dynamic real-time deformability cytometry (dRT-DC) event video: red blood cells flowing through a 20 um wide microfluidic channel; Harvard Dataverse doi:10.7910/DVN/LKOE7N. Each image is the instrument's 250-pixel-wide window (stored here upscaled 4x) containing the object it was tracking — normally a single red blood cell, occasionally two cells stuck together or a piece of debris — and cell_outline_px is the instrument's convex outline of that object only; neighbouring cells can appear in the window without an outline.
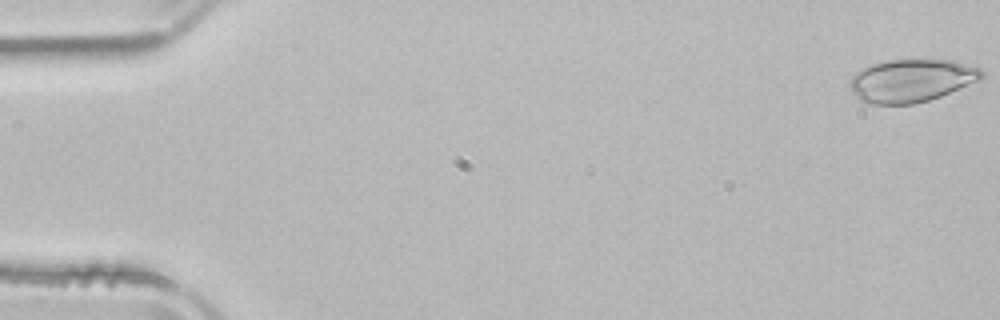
{"species": "common noctule bat (a hibernating species)", "species_latin": "Nyctalus noctula", "temperature_condition": "room temperature", "stored_images_in_passage": 46, "camera_frame_rate_fps": 3000, "um_per_image_px": 0.085, "animal": {"sex": "male", "body_mass_g": 21.5, "forearm_length_mm": 52.0}, "frame": {"image": 1, "passage_image": 1, "time_ms": 0.0, "image_size_px": [1000, 320], "cell_outline_px": [[984, 76], [980, 80], [940, 96], [916, 104], [868, 104], [860, 100], [852, 92], [848, 84], [848, 80], [856, 72], [872, 64], [884, 60], [952, 60], [980, 68], [984, 72]], "centroid_in_image_um": [77.44, 6.85], "position_along_channel_um": 7.6, "area_um2": 33.0}}
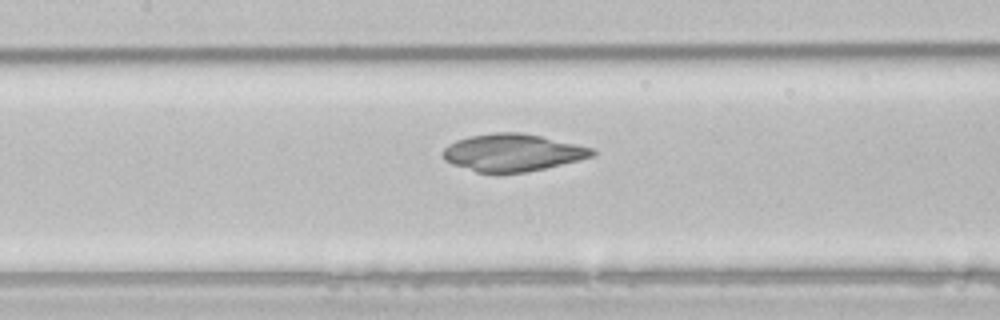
{"frame": {"image": 2, "passage_image": 24, "time_ms": 7.667, "image_size_px": [1000, 320], "cell_outline_px": [[596, 156], [580, 160], [528, 172], [476, 172], [452, 164], [444, 160], [440, 152], [448, 144], [456, 140], [468, 136], [496, 132], [520, 132], [540, 136], [596, 148]], "centroid_in_image_um": [43.58, 12.96], "position_along_channel_um": 163.8, "area_um2": 32.71}}
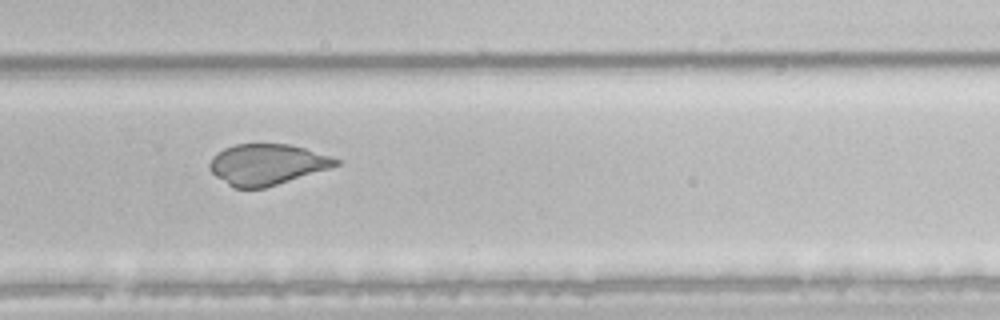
{"frame": {"image": 3, "passage_image": 35, "time_ms": 11.333, "image_size_px": [1000, 320], "cell_outline_px": [[340, 164], [332, 168], [264, 188], [232, 188], [216, 176], [208, 168], [208, 164], [212, 156], [216, 152], [224, 148], [236, 144], [288, 144], [304, 148], [340, 160]], "centroid_in_image_um": [22.66, 13.98], "position_along_channel_um": 307.1, "area_um2": 30.06}}